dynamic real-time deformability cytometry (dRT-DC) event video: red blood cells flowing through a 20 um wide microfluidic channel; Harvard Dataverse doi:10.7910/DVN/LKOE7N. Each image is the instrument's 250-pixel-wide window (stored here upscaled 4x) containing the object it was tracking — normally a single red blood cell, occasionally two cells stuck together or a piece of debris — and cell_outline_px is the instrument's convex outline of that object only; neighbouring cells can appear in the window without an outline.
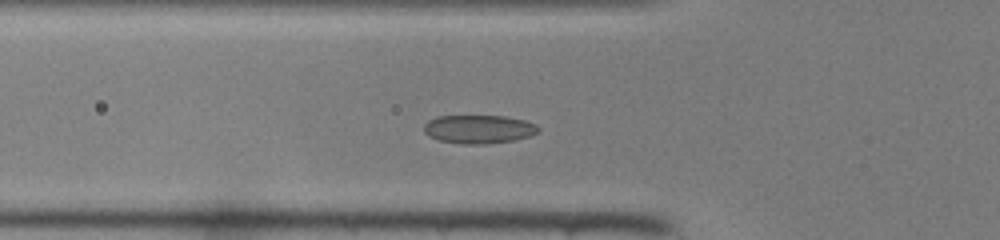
{"species": "common noctule bat (a hibernating species)", "species_latin": "Nyctalus noctula", "temperature_condition": "room temperature", "stored_images_in_passage": 42, "camera_frame_rate_fps": 3000, "um_per_image_px": 0.085, "animal": {"sex": "female", "body_mass_g": 22.0, "forearm_length_mm": 56.7}, "frame": {"image": 1, "passage_image": 10, "time_ms": 3.0, "image_size_px": [1000, 240], "cell_outline_px": [[540, 128], [536, 132], [528, 136], [512, 140], [484, 144], [464, 144], [440, 140], [428, 136], [424, 132], [424, 124], [428, 120], [436, 116], [504, 116], [524, 120], [536, 124]], "centroid_in_image_um": [40.66, 10.97], "position_along_channel_um": 85.1, "area_um2": 18.84}}
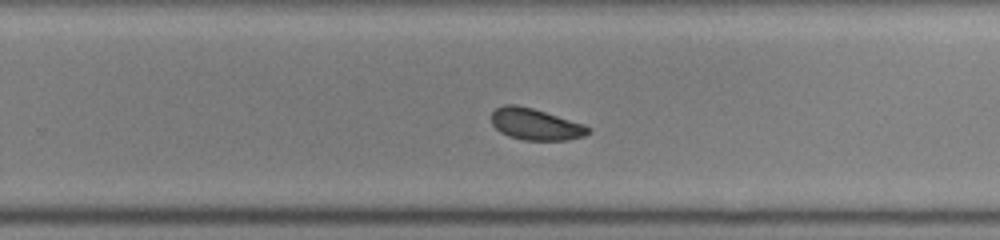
{"frame": {"image": 2, "passage_image": 24, "time_ms": 7.667, "image_size_px": [1000, 240], "cell_outline_px": [[592, 132], [584, 136], [568, 140], [524, 140], [508, 136], [500, 132], [492, 124], [492, 112], [496, 108], [504, 104], [516, 104], [532, 108], [584, 124], [592, 128]], "centroid_in_image_um": [45.54, 10.57], "position_along_channel_um": 284.3, "area_um2": 17.86}}
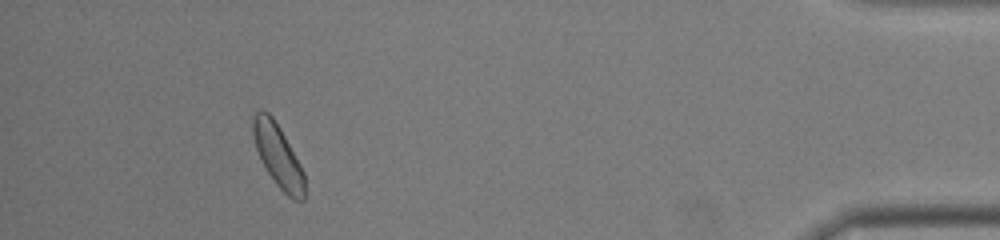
{"frame": {"image": 3, "passage_image": 37, "time_ms": 12.0, "image_size_px": [1000, 240], "cell_outline_px": [[304, 200], [292, 200], [276, 184], [260, 160], [256, 148], [252, 132], [252, 116], [260, 108], [268, 112], [272, 116], [280, 128], [300, 164], [304, 172]], "centroid_in_image_um": [23.61, 13.21], "position_along_channel_um": 411.6, "area_um2": 18.79}}